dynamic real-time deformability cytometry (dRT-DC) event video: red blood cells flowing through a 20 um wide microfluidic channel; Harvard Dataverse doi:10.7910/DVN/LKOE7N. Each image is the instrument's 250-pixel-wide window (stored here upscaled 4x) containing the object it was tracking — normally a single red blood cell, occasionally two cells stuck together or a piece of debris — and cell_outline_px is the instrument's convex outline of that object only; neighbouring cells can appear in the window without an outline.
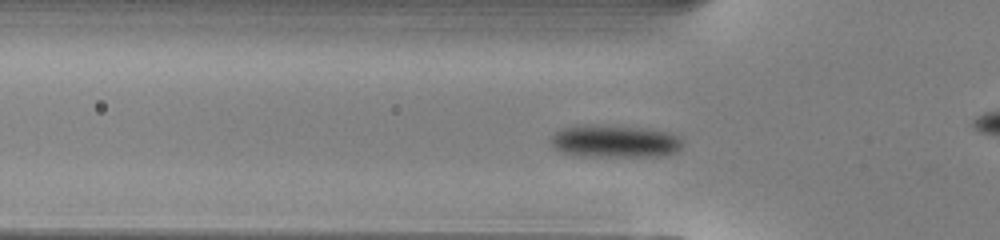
{"species": "common noctule bat (a hibernating species)", "species_latin": "Nyctalus noctula", "temperature_condition": "warm", "stored_images_in_passage": 42, "camera_frame_rate_fps": 3000, "um_per_image_px": 0.085, "animal": {"sex": "male", "body_mass_g": 13.0, "forearm_length_mm": 53.1}, "frame": {"image": 1, "passage_image": 7, "time_ms": 2.0, "image_size_px": [1000, 240], "cell_outline_px": [[684, 144], [676, 152], [664, 156], [576, 156], [560, 152], [552, 144], [552, 136], [560, 128], [580, 124], [592, 124], [644, 128], [668, 132], [680, 136], [684, 140]], "centroid_in_image_um": [52.28, 12.0], "position_along_channel_um": 73.5, "area_um2": 25.37}}
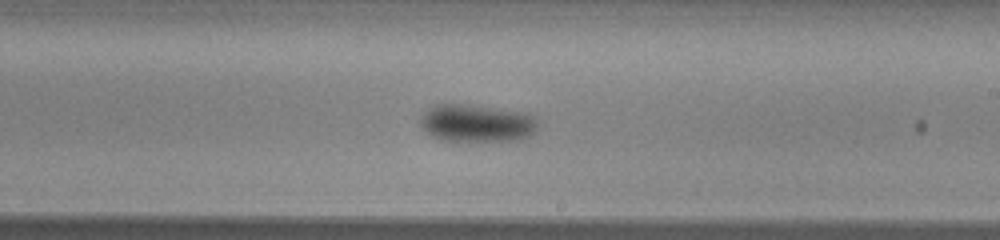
{"frame": {"image": 2, "passage_image": 20, "time_ms": 6.333, "image_size_px": [1000, 240], "cell_outline_px": [[540, 124], [528, 136], [520, 140], [440, 140], [432, 136], [420, 124], [420, 116], [428, 108], [436, 104], [472, 104], [516, 112], [536, 116], [540, 120]], "centroid_in_image_um": [40.51, 10.45], "position_along_channel_um": 248.5, "area_um2": 25.55}}
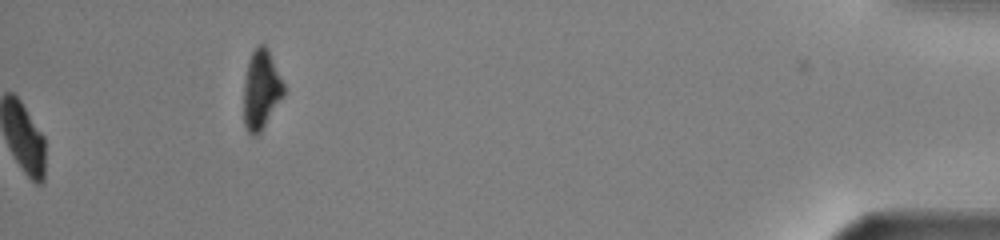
{"frame": {"image": 3, "passage_image": 42, "time_ms": 13.667, "image_size_px": [1000, 240], "cell_outline_px": [[284, 96], [260, 132], [256, 136], [252, 136], [248, 132], [244, 124], [244, 80], [248, 60], [256, 44], [264, 44], [268, 48], [284, 84]], "centroid_in_image_um": [22.19, 7.6], "position_along_channel_um": 413.0, "area_um2": 18.61}, "authors_computed_cell_mechanics": {"area_um2": 24.0159, "velocity_mm_per_s": 4.044, "shape_relaxation_time_tau1_ms": 3.8822, "shape_relaxation_time_tau2_ms": null, "deformation_change_tau1": 0.1343, "deformation_change_tau2": null}}